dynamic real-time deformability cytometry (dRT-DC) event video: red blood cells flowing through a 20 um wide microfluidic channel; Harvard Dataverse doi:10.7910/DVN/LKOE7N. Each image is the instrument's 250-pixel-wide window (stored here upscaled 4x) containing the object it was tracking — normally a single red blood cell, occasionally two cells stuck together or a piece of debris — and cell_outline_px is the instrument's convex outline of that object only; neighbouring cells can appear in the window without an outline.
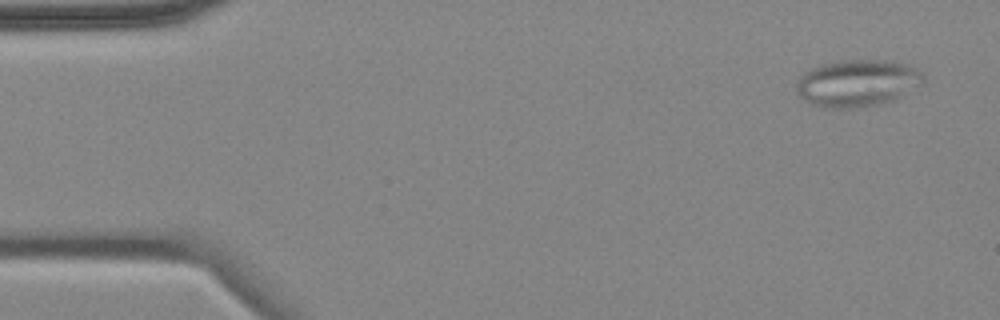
{"species": "common noctule bat (a hibernating species)", "species_latin": "Nyctalus noctula", "temperature_condition": "cold", "stored_images_in_passage": 6, "camera_frame_rate_fps": 3000, "um_per_image_px": 0.085, "animal": {"sex": "female", "body_mass_g": 18.4}, "frame": {"image": 1, "passage_image": 1, "time_ms": 0.0, "image_size_px": [1000, 320], "cell_outline_px": [[924, 80], [896, 100], [880, 104], [856, 108], [824, 108], [812, 104], [804, 100], [796, 92], [796, 80], [804, 72], [812, 68], [824, 64], [852, 60], [880, 60], [904, 64], [920, 72], [924, 76]], "centroid_in_image_um": [72.81, 7.09], "position_along_channel_um": 12.2, "area_um2": 34.39}}
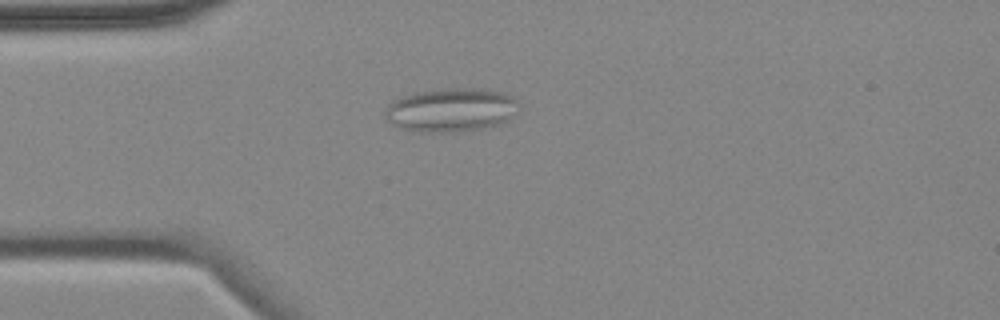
{"frame": {"image": 2, "passage_image": 4, "time_ms": 3.667, "image_size_px": [1000, 320], "cell_outline_px": [[520, 104], [508, 120], [500, 124], [484, 128], [444, 132], [420, 132], [400, 128], [392, 124], [384, 116], [384, 112], [388, 104], [392, 100], [416, 92], [444, 88], [480, 88], [500, 92], [512, 96]], "centroid_in_image_um": [38.31, 9.34], "position_along_channel_um": 46.7, "area_um2": 34.04}}